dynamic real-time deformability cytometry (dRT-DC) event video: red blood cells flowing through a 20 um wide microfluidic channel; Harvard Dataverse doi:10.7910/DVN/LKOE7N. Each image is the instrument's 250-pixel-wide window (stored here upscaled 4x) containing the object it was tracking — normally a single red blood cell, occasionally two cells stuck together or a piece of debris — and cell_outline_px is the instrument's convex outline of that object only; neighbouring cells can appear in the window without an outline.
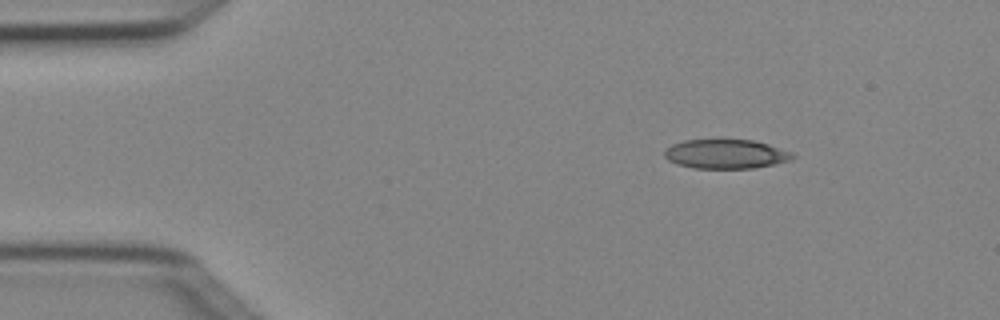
{"species": "Egyptian fruit bat (a non-hibernating species)", "species_latin": "Rousettus aegyptiacus", "temperature_condition": "cold", "stored_images_in_passage": 3, "camera_frame_rate_fps": 3000, "um_per_image_px": 0.085, "animal": {"sex": "female"}, "frame": {"image": 1, "passage_image": 1, "time_ms": 0.0, "image_size_px": [1000, 320], "cell_outline_px": [[796, 156], [792, 160], [776, 164], [752, 168], [692, 168], [676, 164], [668, 160], [664, 156], [664, 148], [672, 144], [684, 140], [752, 140], [768, 144], [792, 152]], "centroid_in_image_um": [61.68, 13.1], "position_along_channel_um": 23.3, "area_um2": 21.96}}